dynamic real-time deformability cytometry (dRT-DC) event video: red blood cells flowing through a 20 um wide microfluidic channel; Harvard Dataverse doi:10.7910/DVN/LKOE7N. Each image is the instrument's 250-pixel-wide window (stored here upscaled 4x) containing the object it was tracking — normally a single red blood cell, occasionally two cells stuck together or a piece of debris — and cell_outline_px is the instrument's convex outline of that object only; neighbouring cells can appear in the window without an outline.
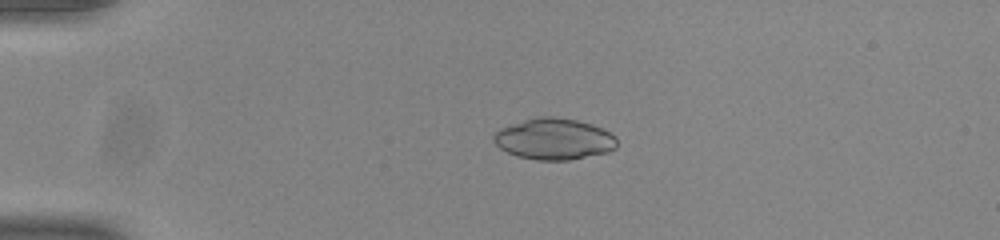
{"species": "common noctule bat (a hibernating species)", "species_latin": "Nyctalus noctula", "temperature_condition": "room temperature", "stored_images_in_passage": 53, "camera_frame_rate_fps": 3000, "um_per_image_px": 0.085, "animal": {"sex": "male", "body_mass_g": 20.0, "forearm_length_mm": 53.3}, "frame": {"image": 1, "passage_image": 13, "time_ms": 4.0, "image_size_px": [1000, 240], "cell_outline_px": [[616, 148], [608, 152], [568, 160], [536, 160], [516, 156], [500, 148], [492, 140], [492, 136], [500, 128], [524, 120], [540, 116], [552, 116], [576, 120], [592, 124], [616, 136]], "centroid_in_image_um": [47.08, 11.82], "position_along_channel_um": 37.9, "area_um2": 29.54}}
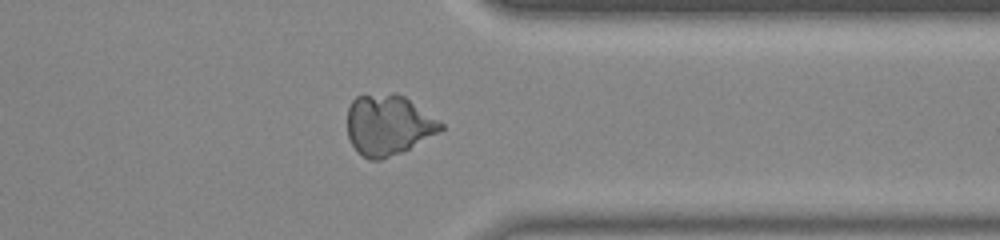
{"frame": {"image": 2, "passage_image": 43, "time_ms": 14.0, "image_size_px": [1000, 240], "cell_outline_px": [[444, 128], [440, 132], [400, 152], [380, 160], [368, 160], [352, 144], [348, 136], [348, 108], [352, 100], [356, 96], [404, 96], [444, 124]], "centroid_in_image_um": [33.0, 10.66], "position_along_channel_um": 378.4, "area_um2": 31.91}}
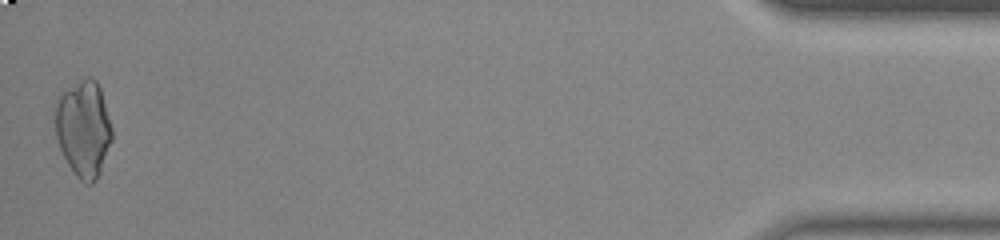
{"frame": {"image": 3, "passage_image": 53, "time_ms": 17.333, "image_size_px": [1000, 240], "cell_outline_px": [[112, 140], [100, 172], [96, 180], [92, 184], [84, 184], [76, 176], [68, 164], [60, 148], [56, 136], [56, 104], [60, 96], [64, 92], [88, 76], [92, 76], [96, 80], [100, 88], [112, 128]], "centroid_in_image_um": [7.12, 10.98], "position_along_channel_um": 428.1, "area_um2": 31.44}}